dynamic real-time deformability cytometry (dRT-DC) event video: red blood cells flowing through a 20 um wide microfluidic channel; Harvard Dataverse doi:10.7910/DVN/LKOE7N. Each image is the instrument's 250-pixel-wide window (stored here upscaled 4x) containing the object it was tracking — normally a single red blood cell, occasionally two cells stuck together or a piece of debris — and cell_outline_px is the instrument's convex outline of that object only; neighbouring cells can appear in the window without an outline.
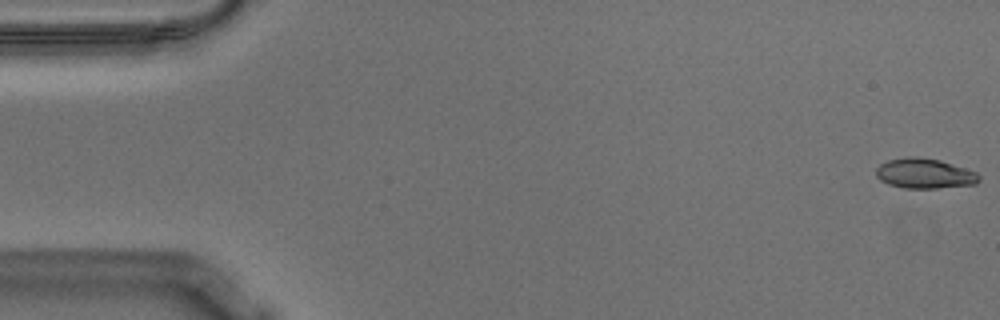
{"species": "Egyptian fruit bat (a non-hibernating species)", "species_latin": "Rousettus aegyptiacus", "temperature_condition": "warm", "stored_images_in_passage": 56, "camera_frame_rate_fps": 3000, "um_per_image_px": 0.085, "animal": {"sex": "male"}, "frame": {"image": 1, "passage_image": 1, "time_ms": 0.0, "image_size_px": [1000, 320], "cell_outline_px": [[980, 180], [976, 184], [936, 188], [904, 188], [888, 184], [880, 180], [876, 176], [876, 168], [880, 164], [888, 160], [908, 156], [916, 156], [940, 160], [976, 172], [980, 176]], "centroid_in_image_um": [78.57, 14.74], "position_along_channel_um": 6.4, "area_um2": 18.03}}
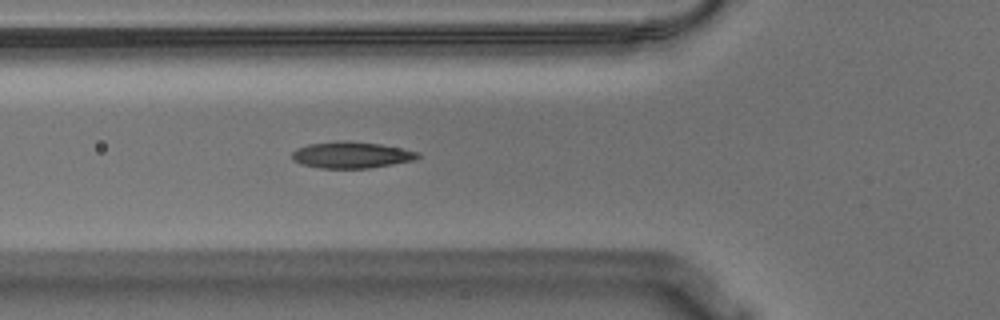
{"frame": {"image": 2, "passage_image": 20, "time_ms": 6.333, "image_size_px": [1000, 320], "cell_outline_px": [[420, 156], [412, 160], [392, 164], [368, 168], [320, 168], [304, 164], [292, 160], [292, 152], [296, 148], [308, 144], [336, 140], [348, 140], [380, 144], [420, 152]], "centroid_in_image_um": [29.83, 13.15], "position_along_channel_um": 96.0, "area_um2": 19.36}}
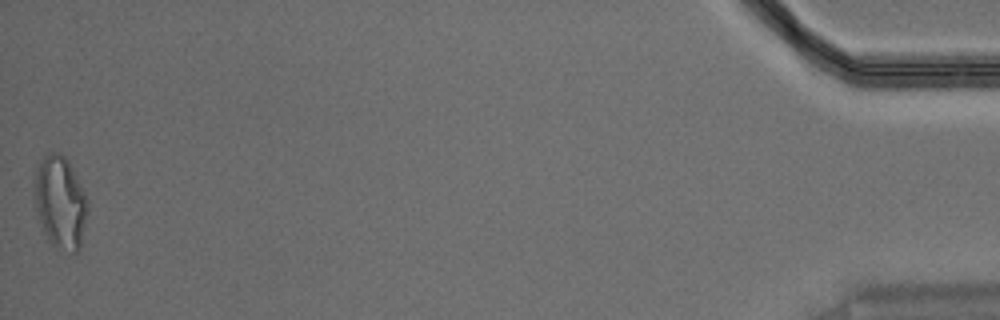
{"frame": {"image": 3, "passage_image": 56, "time_ms": 18.333, "image_size_px": [1000, 320], "cell_outline_px": [[88, 212], [80, 244], [76, 252], [72, 252], [56, 248], [48, 240], [44, 232], [36, 208], [32, 184], [40, 160], [48, 152], [60, 152], [68, 160], [88, 200]], "centroid_in_image_um": [5.11, 17.17], "position_along_channel_um": 430.1, "area_um2": 28.67}, "authors_computed_cell_mechanics": {"area_um2": 18.9295, "velocity_mm_per_s": 3.5995, "shape_relaxation_time_tau1_ms": 8.0877, "shape_relaxation_time_tau2_ms": 1.7282, "deformation_change_tau1": 0.2309, "deformation_change_tau2": 0.0923}}